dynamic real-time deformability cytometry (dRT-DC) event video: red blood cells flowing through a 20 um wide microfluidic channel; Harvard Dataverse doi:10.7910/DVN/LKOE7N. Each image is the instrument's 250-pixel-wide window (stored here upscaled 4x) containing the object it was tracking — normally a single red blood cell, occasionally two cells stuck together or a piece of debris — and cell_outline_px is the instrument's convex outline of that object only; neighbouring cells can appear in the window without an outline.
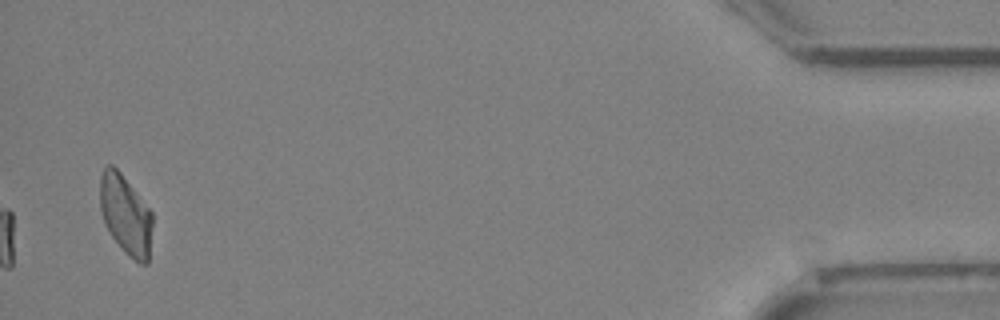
{"species": "Egyptian fruit bat (a non-hibernating species)", "species_latin": "Rousettus aegyptiacus", "temperature_condition": "cold", "stored_images_in_passage": 37, "camera_frame_rate_fps": 3000, "um_per_image_px": 0.085, "animal": {"sex": "female"}, "frame": {"image": 1, "passage_image": 37, "time_ms": 12.0, "image_size_px": [1000, 320], "cell_outline_px": [[152, 224], [148, 264], [140, 264], [128, 256], [124, 252], [112, 236], [104, 224], [100, 208], [100, 176], [104, 168], [108, 164], [112, 164], [120, 172], [152, 212]], "centroid_in_image_um": [10.67, 18.27], "position_along_channel_um": 424.5, "area_um2": 24.28}, "authors_computed_cell_mechanics": {"area_um2": 23.3512, "velocity_mm_per_s": 3.9456, "shape_relaxation_time_tau1_ms": null, "shape_relaxation_time_tau2_ms": 3.7401, "deformation_change_tau1": null, "deformation_change_tau2": 0.0987}}